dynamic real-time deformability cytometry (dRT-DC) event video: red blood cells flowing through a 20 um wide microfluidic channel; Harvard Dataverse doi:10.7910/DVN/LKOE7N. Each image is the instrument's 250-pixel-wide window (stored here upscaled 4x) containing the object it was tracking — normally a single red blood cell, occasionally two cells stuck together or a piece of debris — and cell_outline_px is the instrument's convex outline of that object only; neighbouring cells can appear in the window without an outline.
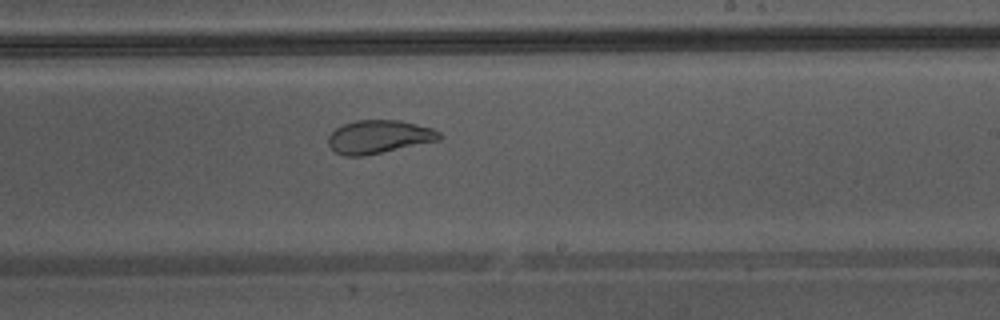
{"species": "Egyptian fruit bat (a non-hibernating species)", "species_latin": "Rousettus aegyptiacus", "temperature_condition": "warm", "stored_images_in_passage": 33, "camera_frame_rate_fps": 3000, "um_per_image_px": 0.085, "animal": {"sex": "male"}, "frame": {"image": 1, "passage_image": 15, "time_ms": 4.667, "image_size_px": [1000, 320], "cell_outline_px": [[444, 136], [440, 140], [364, 156], [344, 156], [336, 152], [328, 144], [328, 136], [336, 128], [344, 124], [356, 120], [400, 120], [432, 128], [440, 132]], "centroid_in_image_um": [32.23, 11.63], "position_along_channel_um": 256.8, "area_um2": 21.56}, "authors_computed_cell_mechanics": {"area_um2": 23.698, "velocity_mm_per_s": 4.3435, "shape_relaxation_time_tau1_ms": null, "shape_relaxation_time_tau2_ms": 1.0354, "deformation_change_tau1": null, "deformation_change_tau2": 0.0643}}